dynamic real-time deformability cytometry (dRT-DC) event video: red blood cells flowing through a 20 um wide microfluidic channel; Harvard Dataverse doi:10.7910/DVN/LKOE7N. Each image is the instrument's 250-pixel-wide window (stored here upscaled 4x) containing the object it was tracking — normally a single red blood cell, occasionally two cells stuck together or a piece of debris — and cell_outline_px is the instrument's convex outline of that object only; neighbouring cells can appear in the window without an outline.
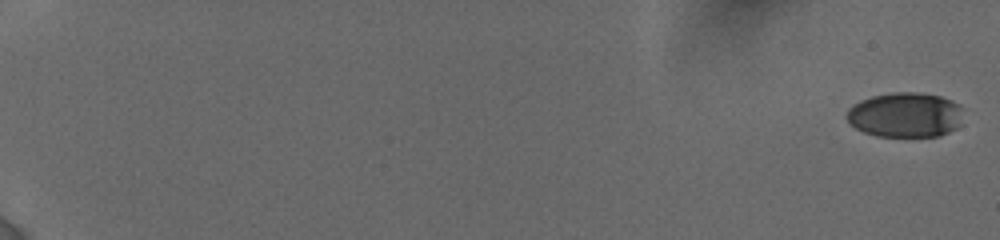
{"species": "human", "species_latin": "Homo sapiens", "temperature_condition": "cold", "stored_images_in_passage": 40, "camera_frame_rate_fps": 3000, "um_per_image_px": 0.085, "donor": {"sex": "female"}, "frame": {"image": 1, "passage_image": 1, "time_ms": 0.0, "image_size_px": [1000, 240], "cell_outline_px": [[960, 124], [956, 128], [940, 136], [876, 136], [864, 132], [856, 128], [848, 120], [848, 108], [852, 104], [860, 100], [872, 96], [892, 92], [916, 92], [940, 96], [952, 100], [960, 104]], "centroid_in_image_um": [76.94, 9.76], "position_along_channel_um": 8.1, "area_um2": 30.4}}
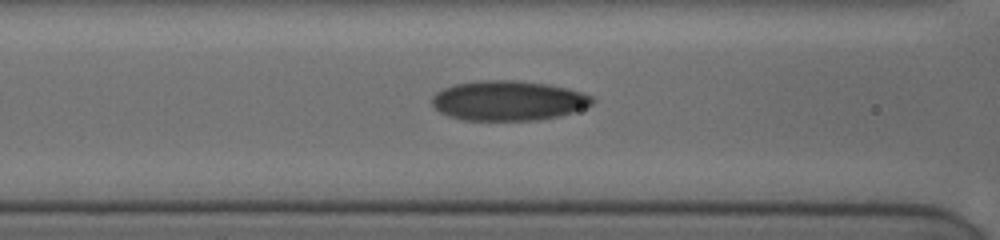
{"frame": {"image": 2, "passage_image": 22, "time_ms": 9.0, "image_size_px": [1000, 240], "cell_outline_px": [[596, 100], [592, 104], [572, 112], [556, 116], [532, 120], [464, 120], [448, 116], [440, 112], [432, 104], [432, 96], [436, 92], [452, 84], [480, 80], [512, 80], [548, 84], [580, 92], [592, 96]], "centroid_in_image_um": [43.15, 8.55], "position_along_channel_um": 123.4, "area_um2": 36.99}}
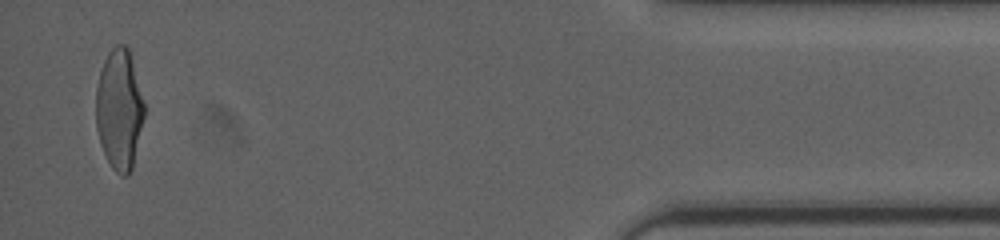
{"frame": {"image": 3, "passage_image": 40, "time_ms": 18.333, "image_size_px": [1000, 240], "cell_outline_px": [[144, 116], [132, 168], [128, 176], [120, 176], [112, 168], [100, 144], [96, 128], [96, 88], [100, 72], [104, 60], [108, 52], [116, 44], [124, 44], [128, 48], [144, 104]], "centroid_in_image_um": [10.12, 9.32], "position_along_channel_um": 425.1, "area_um2": 33.58}, "authors_computed_cell_mechanics": {"area_um2": 34.4488, "velocity_mm_per_s": 3.8515, "shape_relaxation_time_tau1_ms": 6.4988, "shape_relaxation_time_tau2_ms": 1.4113, "deformation_change_tau1": 0.1971, "deformation_change_tau2": 0.072}}